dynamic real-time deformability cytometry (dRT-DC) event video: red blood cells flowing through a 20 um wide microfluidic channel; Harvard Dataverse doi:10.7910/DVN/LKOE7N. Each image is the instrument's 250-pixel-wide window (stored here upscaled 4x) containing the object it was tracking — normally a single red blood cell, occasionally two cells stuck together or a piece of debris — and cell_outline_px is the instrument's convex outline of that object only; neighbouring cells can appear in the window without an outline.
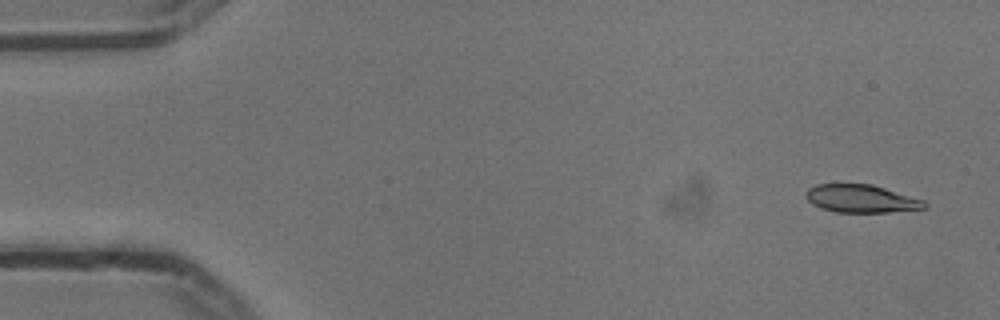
{"species": "common noctule bat (a hibernating species)", "species_latin": "Nyctalus noctula", "temperature_condition": "cold", "stored_images_in_passage": 53, "camera_frame_rate_fps": 3000, "um_per_image_px": 0.085, "animal": {"sex": "male", "body_mass_g": 13.3}, "frame": {"image": 1, "passage_image": 1, "time_ms": 0.0, "image_size_px": [1000, 320], "cell_outline_px": [[928, 208], [888, 212], [836, 212], [812, 204], [808, 200], [808, 188], [816, 184], [872, 184], [924, 200], [928, 204]], "centroid_in_image_um": [73.26, 16.88], "position_along_channel_um": 11.7, "area_um2": 19.07}}
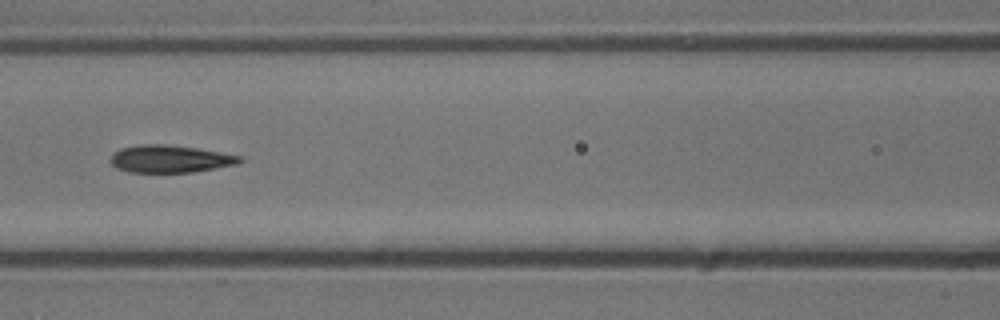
{"frame": {"image": 2, "passage_image": 22, "time_ms": 7.0, "image_size_px": [1000, 320], "cell_outline_px": [[244, 160], [240, 164], [192, 172], [128, 172], [116, 168], [112, 164], [112, 152], [120, 148], [140, 144], [164, 144], [196, 148], [240, 156]], "centroid_in_image_um": [14.45, 13.51], "position_along_channel_um": 152.1, "area_um2": 20.63}}
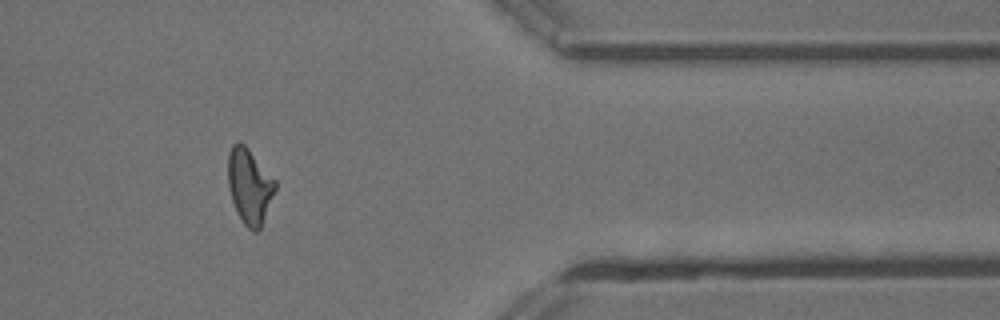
{"frame": {"image": 3, "passage_image": 43, "time_ms": 14.0, "image_size_px": [1000, 320], "cell_outline_px": [[276, 188], [260, 228], [256, 232], [252, 232], [244, 224], [236, 212], [232, 200], [228, 184], [228, 156], [232, 144], [244, 144], [248, 148], [276, 180]], "centroid_in_image_um": [21.21, 15.83], "position_along_channel_um": 390.2, "area_um2": 20.46}, "authors_computed_cell_mechanics": {"area_um2": 20.4612, "velocity_mm_per_s": 3.7433, "shape_relaxation_time_tau1_ms": 7.1663, "shape_relaxation_time_tau2_ms": 2.5622, "deformation_change_tau1": 0.1799, "deformation_change_tau2": 0.1024}}